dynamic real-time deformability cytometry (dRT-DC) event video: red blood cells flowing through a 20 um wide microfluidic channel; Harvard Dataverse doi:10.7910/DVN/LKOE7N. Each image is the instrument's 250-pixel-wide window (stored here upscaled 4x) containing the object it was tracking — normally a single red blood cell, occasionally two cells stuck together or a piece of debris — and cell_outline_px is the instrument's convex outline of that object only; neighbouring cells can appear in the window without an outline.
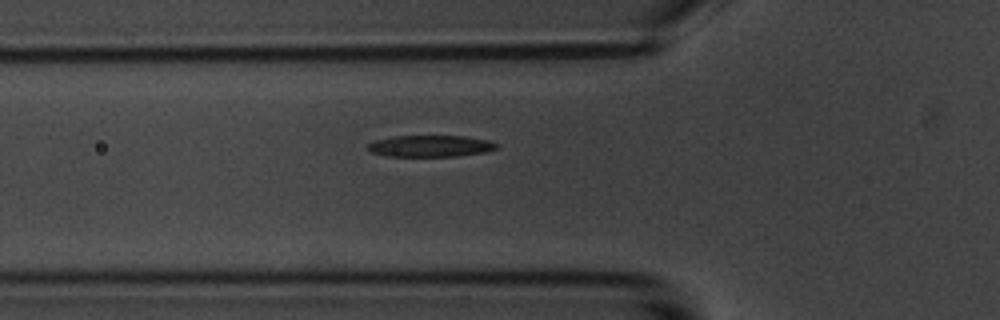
{"species": "common noctule bat (a hibernating species)", "species_latin": "Nyctalus noctula", "temperature_condition": "room temperature", "stored_images_in_passage": 37, "camera_frame_rate_fps": 3000, "um_per_image_px": 0.085, "animal": {"sex": "male", "body_mass_g": 20.1, "forearm_length_mm": 53.5}, "frame": {"image": 1, "passage_image": 3, "time_ms": 0.667, "image_size_px": [1000, 320], "cell_outline_px": [[500, 148], [488, 152], [456, 156], [388, 156], [372, 152], [368, 148], [368, 144], [376, 140], [392, 136], [464, 136], [488, 140], [500, 144]], "centroid_in_image_um": [36.68, 12.41], "position_along_channel_um": 89.1, "area_um2": 16.24}}
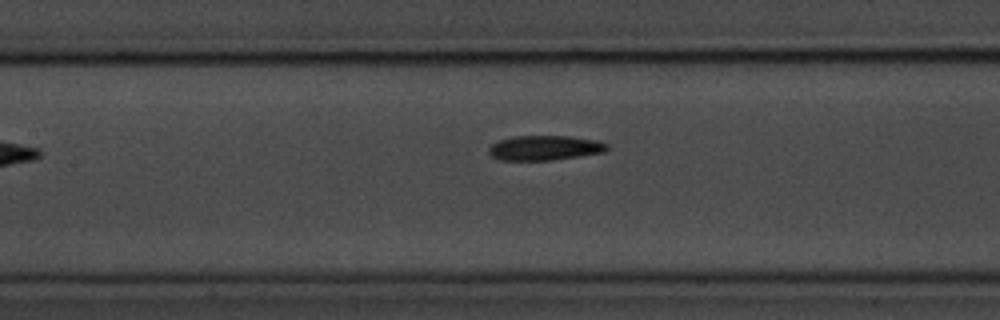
{"frame": {"image": 2, "passage_image": 9, "time_ms": 2.667, "image_size_px": [1000, 320], "cell_outline_px": [[608, 148], [604, 152], [552, 160], [500, 160], [492, 156], [488, 152], [488, 148], [492, 144], [500, 140], [512, 136], [572, 136], [600, 140], [608, 144]], "centroid_in_image_um": [46.32, 12.56], "position_along_channel_um": 161.1, "area_um2": 17.17}}
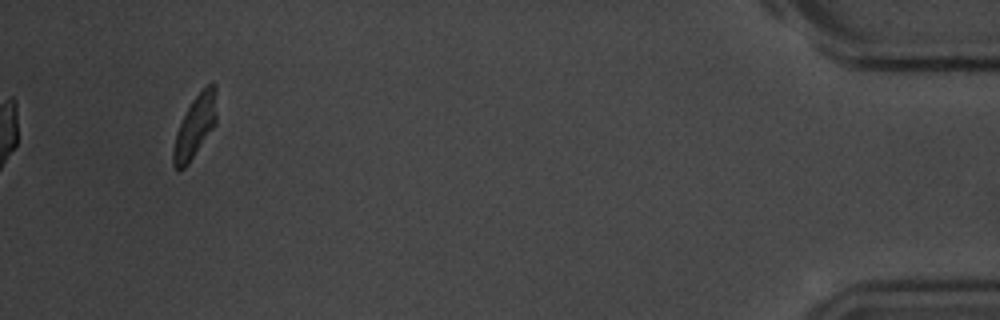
{"frame": {"image": 3, "passage_image": 37, "time_ms": 12.0, "image_size_px": [1000, 320], "cell_outline_px": [[216, 124], [188, 164], [184, 168], [176, 168], [172, 164], [172, 152], [176, 132], [192, 100], [208, 84], [216, 84]], "centroid_in_image_um": [16.58, 10.76], "position_along_channel_um": 418.6, "area_um2": 15.43}, "authors_computed_cell_mechanics": {"area_um2": 17.2822, "velocity_mm_per_s": 3.5567, "shape_relaxation_time_tau1_ms": 3.5083, "shape_relaxation_time_tau2_ms": 3.0404, "deformation_change_tau1": 0.1516, "deformation_change_tau2": 0.0975}}